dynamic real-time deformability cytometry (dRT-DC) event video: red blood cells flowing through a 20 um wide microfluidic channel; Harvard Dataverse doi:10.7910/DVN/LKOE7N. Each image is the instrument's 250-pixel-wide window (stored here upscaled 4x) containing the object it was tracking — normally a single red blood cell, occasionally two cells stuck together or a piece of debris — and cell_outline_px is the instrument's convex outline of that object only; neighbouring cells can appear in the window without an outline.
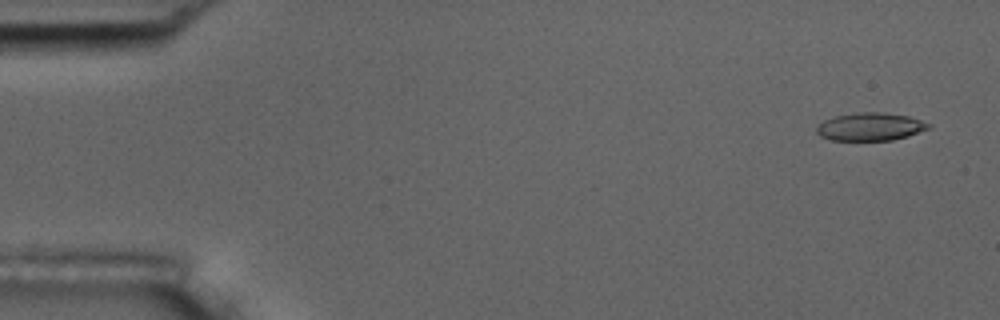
{"species": "common noctule bat (a hibernating species)", "species_latin": "Nyctalus noctula", "temperature_condition": "room temperature", "stored_images_in_passage": 6, "camera_frame_rate_fps": 3000, "um_per_image_px": 0.085, "animal": {"sex": "male", "body_mass_g": 17.5, "forearm_length_mm": 52.3}, "frame": {"image": 1, "passage_image": 1, "time_ms": 0.0, "image_size_px": [1000, 320], "cell_outline_px": [[932, 128], [908, 136], [892, 140], [832, 140], [820, 136], [816, 132], [816, 128], [824, 120], [832, 116], [856, 112], [884, 112], [908, 116], [932, 124]], "centroid_in_image_um": [73.99, 10.76], "position_along_channel_um": 11.0, "area_um2": 18.38}}
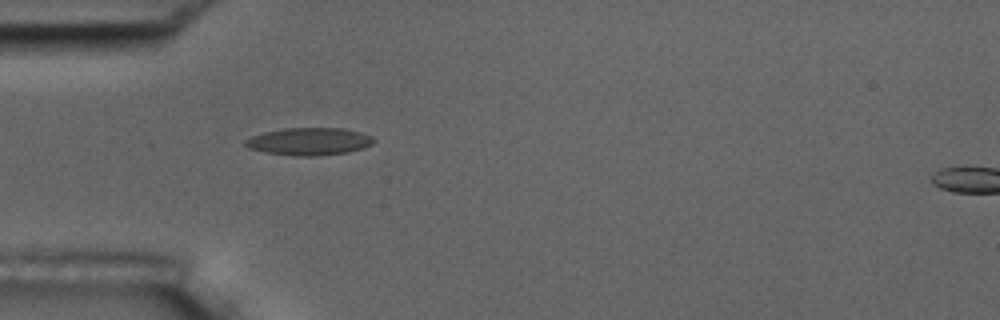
{"frame": {"image": 2, "passage_image": 5, "time_ms": 4.667, "image_size_px": [1000, 320], "cell_outline_px": [[376, 140], [372, 144], [364, 148], [348, 152], [320, 156], [296, 156], [264, 152], [248, 148], [244, 144], [244, 140], [252, 136], [264, 132], [284, 128], [344, 128], [360, 132], [372, 136]], "centroid_in_image_um": [26.29, 12.03], "position_along_channel_um": 58.7, "area_um2": 20.75}}